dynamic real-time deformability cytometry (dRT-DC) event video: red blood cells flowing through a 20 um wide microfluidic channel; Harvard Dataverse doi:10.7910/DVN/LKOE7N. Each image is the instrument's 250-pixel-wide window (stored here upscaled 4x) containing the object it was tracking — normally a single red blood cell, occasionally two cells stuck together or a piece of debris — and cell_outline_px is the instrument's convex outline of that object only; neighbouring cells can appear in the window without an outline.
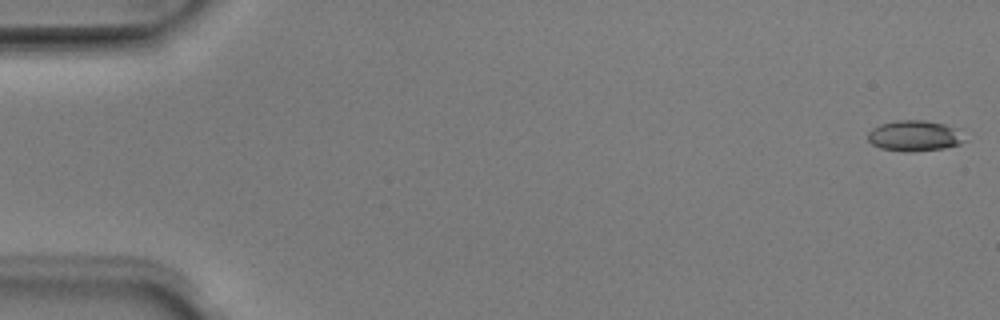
{"species": "Egyptian fruit bat (a non-hibernating species)", "species_latin": "Rousettus aegyptiacus", "temperature_condition": "room temperature", "stored_images_in_passage": 51, "camera_frame_rate_fps": 3000, "um_per_image_px": 0.085, "animal": {"sex": "male"}, "frame": {"image": 1, "passage_image": 1, "time_ms": 0.0, "image_size_px": [1000, 320], "cell_outline_px": [[968, 140], [960, 144], [944, 148], [912, 152], [904, 152], [880, 148], [872, 144], [868, 140], [868, 132], [872, 128], [880, 124], [896, 120], [924, 120], [964, 128]], "centroid_in_image_um": [77.84, 11.54], "position_along_channel_um": 7.2, "area_um2": 17.98}}
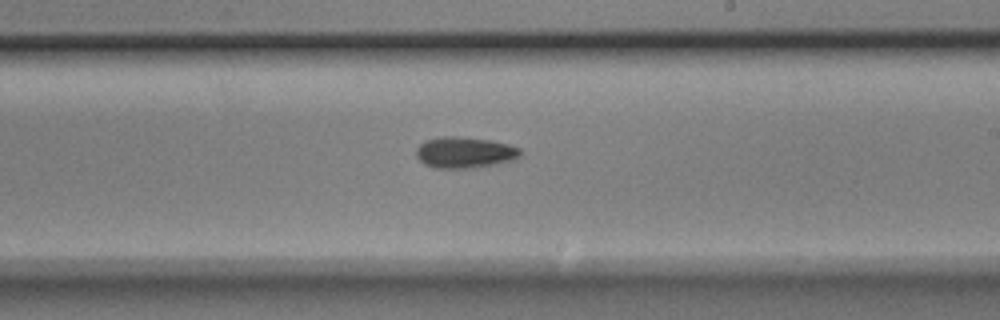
{"frame": {"image": 2, "passage_image": 30, "time_ms": 9.667, "image_size_px": [1000, 320], "cell_outline_px": [[520, 156], [516, 160], [476, 168], [432, 168], [424, 164], [416, 156], [416, 148], [420, 144], [428, 140], [444, 136], [456, 136], [492, 140], [508, 144], [520, 148]], "centroid_in_image_um": [39.52, 12.97], "position_along_channel_um": 249.5, "area_um2": 19.07}}
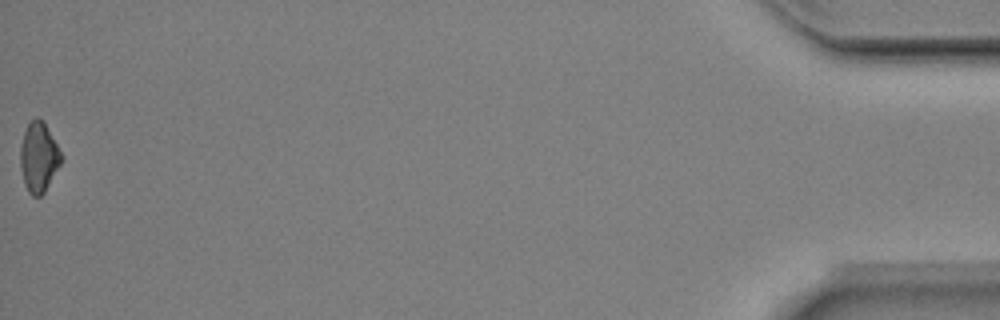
{"frame": {"image": 3, "passage_image": 51, "time_ms": 16.667, "image_size_px": [1000, 320], "cell_outline_px": [[60, 164], [44, 192], [40, 196], [32, 196], [28, 192], [24, 184], [20, 168], [20, 144], [24, 132], [28, 124], [36, 116], [44, 120], [60, 152]], "centroid_in_image_um": [3.25, 13.35], "position_along_channel_um": 432.0, "area_um2": 16.47}, "authors_computed_cell_mechanics": {"area_um2": 17.3978, "velocity_mm_per_s": 4.0201, "shape_relaxation_time_tau1_ms": 2.3217, "shape_relaxation_time_tau2_ms": null, "deformation_change_tau1": 0.1055, "deformation_change_tau2": null}}